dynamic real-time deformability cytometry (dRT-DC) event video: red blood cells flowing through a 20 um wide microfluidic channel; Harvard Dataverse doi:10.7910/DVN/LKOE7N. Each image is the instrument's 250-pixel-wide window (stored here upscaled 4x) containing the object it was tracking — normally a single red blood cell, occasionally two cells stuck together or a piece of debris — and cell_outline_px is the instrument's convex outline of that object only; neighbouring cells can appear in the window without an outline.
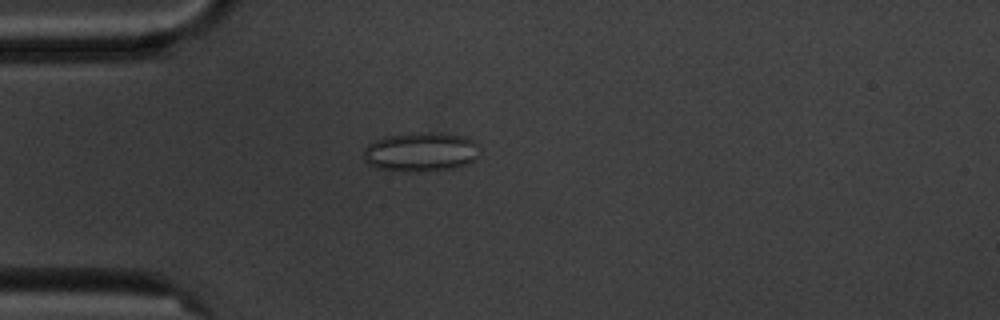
{"species": "common noctule bat (a hibernating species)", "species_latin": "Nyctalus noctula", "temperature_condition": "cold", "stored_images_in_passage": 4, "camera_frame_rate_fps": 3000, "um_per_image_px": 0.085, "animal": {"sex": "male", "body_mass_g": 20.1, "forearm_length_mm": 53.5}, "frame": {"image": 1, "passage_image": 3, "time_ms": 2.333, "image_size_px": [1000, 320], "cell_outline_px": [[476, 156], [472, 160], [456, 168], [420, 172], [404, 172], [380, 168], [368, 164], [364, 160], [364, 148], [368, 144], [384, 136], [412, 132], [440, 132], [464, 136], [472, 140], [476, 144]], "centroid_in_image_um": [35.71, 12.9], "position_along_channel_um": 49.3, "area_um2": 26.65}}